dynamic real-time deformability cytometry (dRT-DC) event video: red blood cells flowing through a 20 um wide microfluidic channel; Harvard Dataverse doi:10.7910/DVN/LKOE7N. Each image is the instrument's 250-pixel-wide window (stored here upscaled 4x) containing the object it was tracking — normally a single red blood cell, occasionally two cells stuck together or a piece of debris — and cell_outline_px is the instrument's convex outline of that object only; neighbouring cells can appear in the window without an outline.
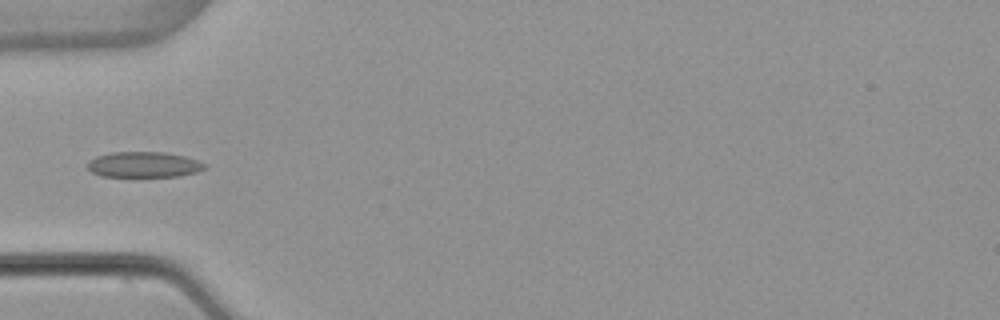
{"species": "common noctule bat (a hibernating species)", "species_latin": "Nyctalus noctula", "temperature_condition": "warm", "stored_images_in_passage": 36, "camera_frame_rate_fps": 3000, "um_per_image_px": 0.085, "animal": {"sex": "female", "body_mass_g": 22.7, "forearm_length_mm": 54.2}, "frame": {"image": 1, "passage_image": 1, "time_ms": 0.0, "image_size_px": [1000, 320], "cell_outline_px": [[208, 168], [196, 172], [180, 176], [100, 176], [92, 172], [84, 164], [88, 160], [96, 156], [112, 152], [164, 152], [184, 156], [208, 164]], "centroid_in_image_um": [12.21, 13.99], "position_along_channel_um": 72.8, "area_um2": 17.63}}
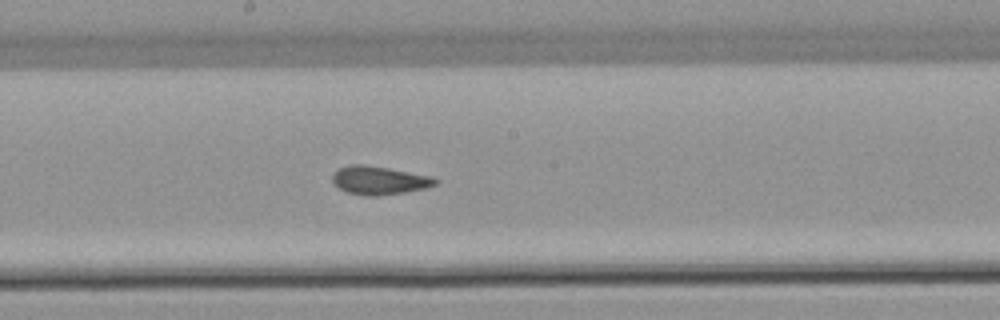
{"frame": {"image": 2, "passage_image": 12, "time_ms": 3.667, "image_size_px": [1000, 320], "cell_outline_px": [[440, 180], [436, 184], [428, 188], [404, 192], [376, 196], [364, 196], [348, 192], [332, 184], [332, 172], [348, 164], [364, 164], [388, 168], [432, 176]], "centroid_in_image_um": [32.22, 15.32], "position_along_channel_um": 216.0, "area_um2": 17.22}}
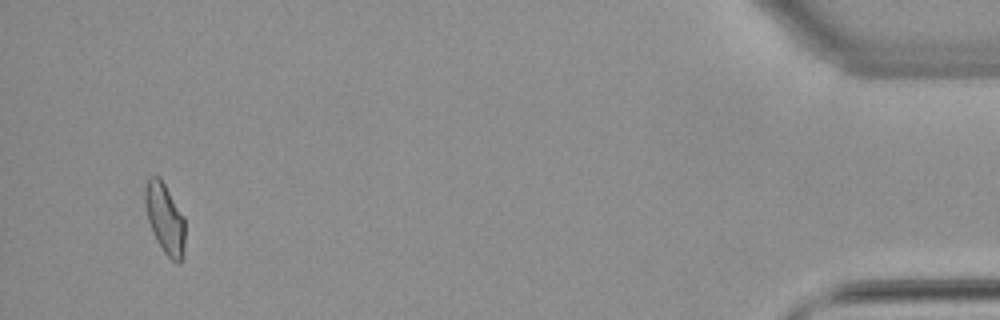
{"frame": {"image": 3, "passage_image": 34, "time_ms": 11.0, "image_size_px": [1000, 320], "cell_outline_px": [[184, 256], [180, 264], [176, 264], [164, 252], [156, 240], [152, 232], [148, 220], [144, 204], [144, 184], [148, 176], [160, 176], [184, 216]], "centroid_in_image_um": [14.0, 18.55], "position_along_channel_um": 421.2, "area_um2": 16.76}}